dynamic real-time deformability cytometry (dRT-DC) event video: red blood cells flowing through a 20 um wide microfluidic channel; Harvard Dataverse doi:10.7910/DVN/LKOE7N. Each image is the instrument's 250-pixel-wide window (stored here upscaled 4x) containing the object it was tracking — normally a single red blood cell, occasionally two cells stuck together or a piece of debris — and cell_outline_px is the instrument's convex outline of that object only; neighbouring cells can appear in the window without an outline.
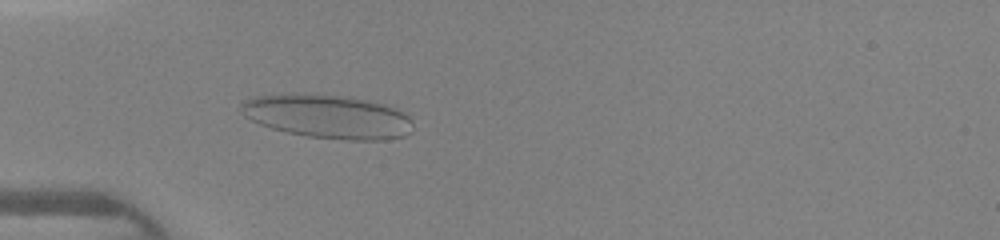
{"species": "human", "species_latin": "Homo sapiens", "temperature_condition": "warm", "stored_images_in_passage": 45, "camera_frame_rate_fps": 3000, "um_per_image_px": 0.085, "donor": {"sex": "female"}, "frame": {"image": 1, "passage_image": 14, "time_ms": 4.333, "image_size_px": [1000, 240], "cell_outline_px": [[412, 132], [404, 136], [384, 140], [344, 140], [308, 136], [288, 132], [272, 128], [260, 124], [244, 116], [240, 108], [240, 104], [244, 100], [252, 96], [292, 92], [296, 92], [340, 96], [368, 100], [384, 104], [396, 108], [404, 112], [412, 120]], "centroid_in_image_um": [27.84, 9.89], "position_along_channel_um": 57.2, "area_um2": 44.27}}
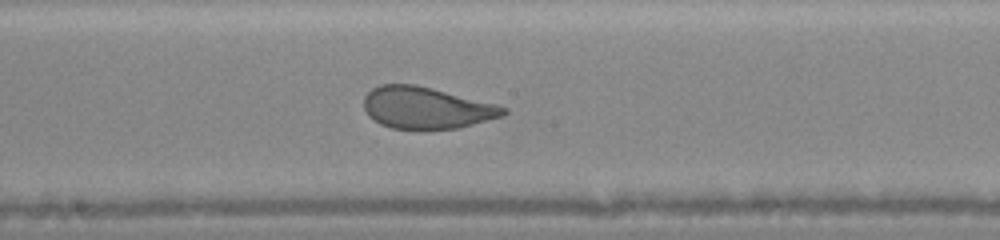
{"frame": {"image": 2, "passage_image": 25, "time_ms": 8.0, "image_size_px": [1000, 240], "cell_outline_px": [[508, 112], [504, 116], [456, 128], [420, 132], [392, 128], [380, 124], [368, 116], [364, 108], [364, 96], [372, 88], [380, 84], [416, 84], [500, 104], [508, 108]], "centroid_in_image_um": [36.26, 9.19], "position_along_channel_um": 211.9, "area_um2": 34.97}}
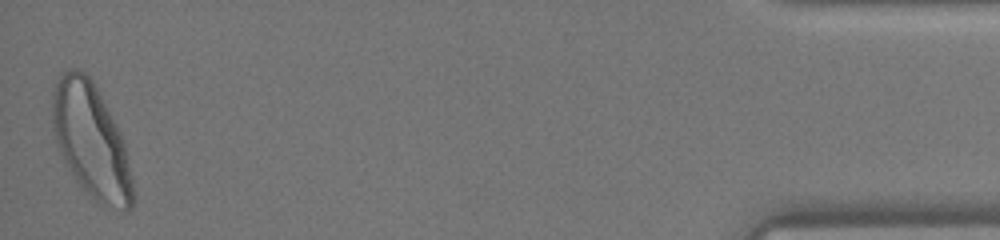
{"frame": {"image": 3, "passage_image": 45, "time_ms": 14.667, "image_size_px": [1000, 240], "cell_outline_px": [[136, 196], [132, 208], [128, 212], [124, 212], [100, 204], [76, 180], [56, 140], [52, 128], [52, 96], [60, 72], [68, 68], [76, 68], [84, 72], [92, 80], [116, 124], [124, 144]], "centroid_in_image_um": [7.77, 11.98], "position_along_channel_um": 427.4, "area_um2": 52.94}}